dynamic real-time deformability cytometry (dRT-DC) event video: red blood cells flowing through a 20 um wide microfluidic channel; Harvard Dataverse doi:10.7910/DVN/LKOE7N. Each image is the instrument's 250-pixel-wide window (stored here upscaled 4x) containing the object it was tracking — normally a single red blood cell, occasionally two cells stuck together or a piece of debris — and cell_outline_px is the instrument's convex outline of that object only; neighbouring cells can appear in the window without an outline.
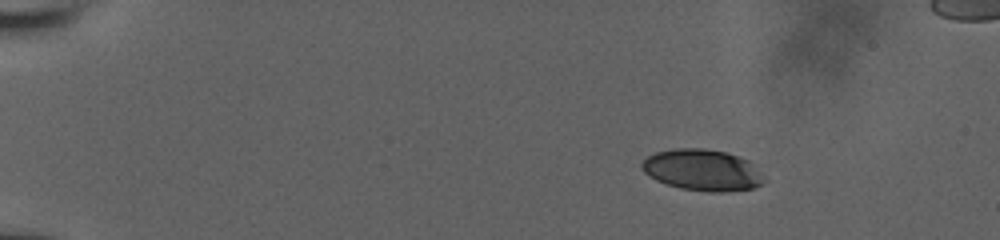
{"species": "human", "species_latin": "Homo sapiens", "temperature_condition": "room temperature", "stored_images_in_passage": 13, "segment_of_instrument_passage": [1, 2], "camera_frame_rate_fps": 3000, "um_per_image_px": 0.085, "donor": {"sex": "male"}, "frame": {"image": 1, "passage_image": 10, "time_ms": 3.333, "image_size_px": [1000, 240], "cell_outline_px": [[764, 180], [760, 184], [752, 188], [720, 192], [708, 192], [680, 188], [656, 180], [648, 176], [640, 168], [640, 164], [648, 156], [656, 152], [676, 148], [704, 148], [724, 152], [748, 160], [756, 164], [764, 176]], "centroid_in_image_um": [59.7, 14.45], "position_along_channel_um": 25.3, "area_um2": 29.48}}